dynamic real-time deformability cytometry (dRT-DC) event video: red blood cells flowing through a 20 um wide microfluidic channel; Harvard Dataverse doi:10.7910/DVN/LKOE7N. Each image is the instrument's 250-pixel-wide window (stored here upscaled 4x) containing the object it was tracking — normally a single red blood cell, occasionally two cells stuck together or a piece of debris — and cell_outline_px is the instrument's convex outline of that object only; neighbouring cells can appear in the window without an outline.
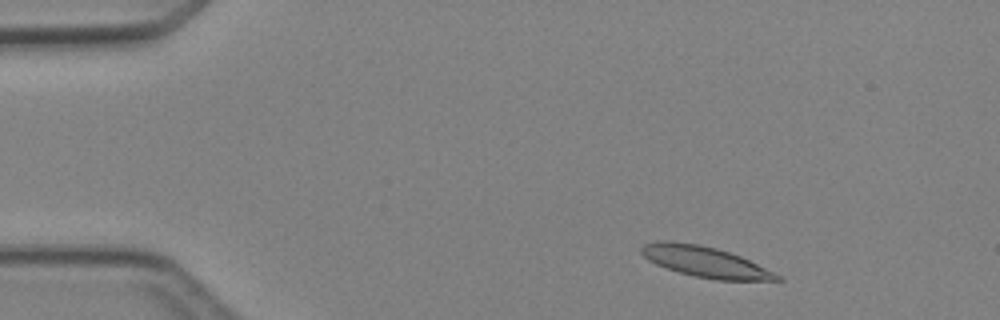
{"species": "Egyptian fruit bat (a non-hibernating species)", "species_latin": "Rousettus aegyptiacus", "temperature_condition": "cold", "stored_images_in_passage": 3, "camera_frame_rate_fps": 3000, "um_per_image_px": 0.085, "animal": {"sex": "female"}, "frame": {"image": 1, "passage_image": 1, "time_ms": 0.0, "image_size_px": [1000, 320], "cell_outline_px": [[784, 280], [716, 280], [696, 276], [680, 272], [656, 264], [648, 260], [640, 252], [640, 248], [644, 244], [660, 240], [672, 240], [700, 244], [716, 248], [740, 256], [780, 276]], "centroid_in_image_um": [59.87, 22.23], "position_along_channel_um": 25.1, "area_um2": 23.93}}